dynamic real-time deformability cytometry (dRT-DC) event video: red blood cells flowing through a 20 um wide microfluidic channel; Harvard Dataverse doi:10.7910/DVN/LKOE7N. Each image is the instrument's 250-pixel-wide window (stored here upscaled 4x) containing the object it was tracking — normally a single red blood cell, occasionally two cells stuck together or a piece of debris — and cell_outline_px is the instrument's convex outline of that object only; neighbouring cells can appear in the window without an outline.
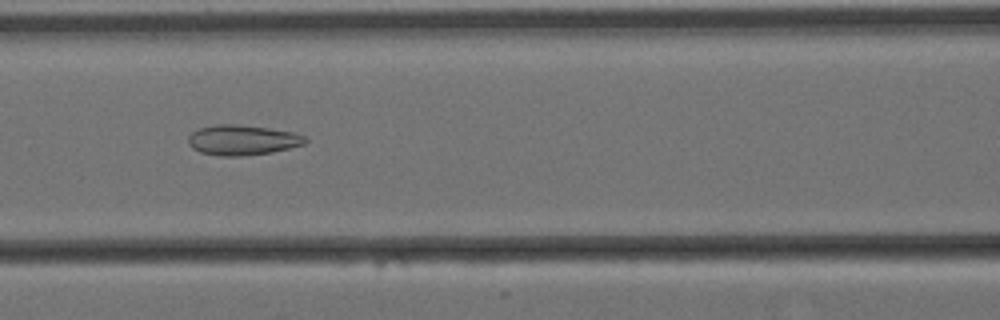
{"species": "Egyptian fruit bat (a non-hibernating species)", "species_latin": "Rousettus aegyptiacus", "temperature_condition": "cold", "stored_images_in_passage": 15, "camera_frame_rate_fps": 3000, "um_per_image_px": 0.085, "animal": {"sex": "female"}, "frame": {"image": 1, "passage_image": 7, "time_ms": 2.0, "image_size_px": [1000, 320], "cell_outline_px": [[308, 140], [304, 144], [272, 152], [240, 156], [220, 156], [200, 152], [192, 148], [188, 144], [188, 136], [192, 132], [200, 128], [216, 124], [236, 124], [268, 128], [292, 132], [304, 136]], "centroid_in_image_um": [20.57, 11.9], "position_along_channel_um": 146.0, "area_um2": 20.46}}
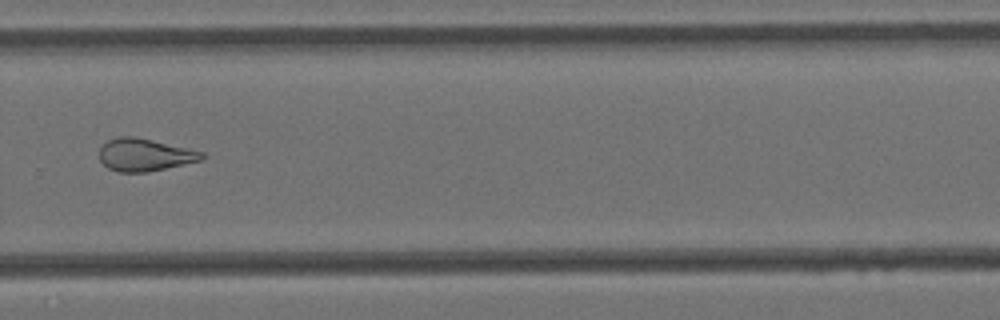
{"frame": {"image": 2, "passage_image": 11, "time_ms": 3.333, "image_size_px": [1000, 320], "cell_outline_px": [[204, 160], [148, 172], [116, 172], [108, 168], [100, 160], [100, 148], [108, 140], [120, 136], [136, 136], [204, 152]], "centroid_in_image_um": [12.31, 13.16], "position_along_channel_um": 317.5, "area_um2": 19.48}}
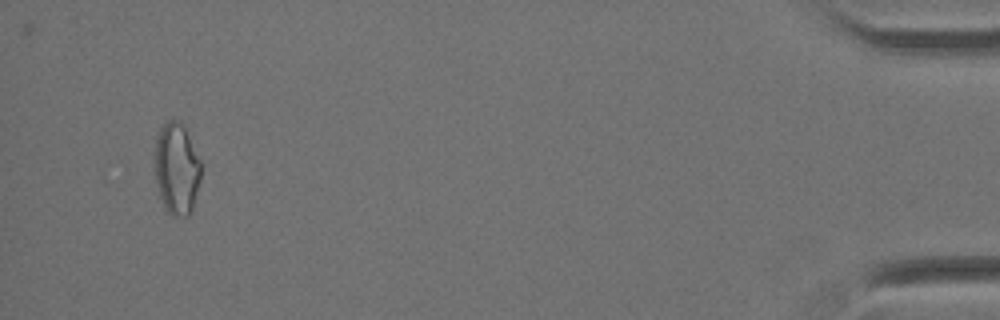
{"frame": {"image": 3, "passage_image": 15, "time_ms": 4.667, "image_size_px": [1000, 320], "cell_outline_px": [[200, 180], [192, 208], [188, 216], [172, 216], [164, 208], [160, 200], [156, 184], [156, 136], [160, 128], [168, 120], [180, 120], [184, 124], [200, 160]], "centroid_in_image_um": [15.01, 14.33], "position_along_channel_um": 420.2, "area_um2": 24.68}}